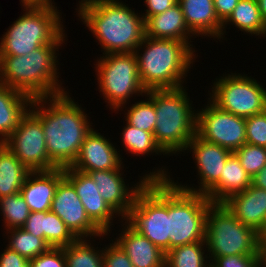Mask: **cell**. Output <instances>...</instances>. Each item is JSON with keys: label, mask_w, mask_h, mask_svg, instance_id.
Here are the masks:
<instances>
[{"label": "cell", "mask_w": 266, "mask_h": 267, "mask_svg": "<svg viewBox=\"0 0 266 267\" xmlns=\"http://www.w3.org/2000/svg\"><path fill=\"white\" fill-rule=\"evenodd\" d=\"M30 108L42 122L49 159L58 168L70 167L85 137L93 129L89 116L68 91L32 99Z\"/></svg>", "instance_id": "cell-1"}, {"label": "cell", "mask_w": 266, "mask_h": 267, "mask_svg": "<svg viewBox=\"0 0 266 267\" xmlns=\"http://www.w3.org/2000/svg\"><path fill=\"white\" fill-rule=\"evenodd\" d=\"M76 10L103 55L133 53L145 37L142 15L119 0H81Z\"/></svg>", "instance_id": "cell-2"}, {"label": "cell", "mask_w": 266, "mask_h": 267, "mask_svg": "<svg viewBox=\"0 0 266 267\" xmlns=\"http://www.w3.org/2000/svg\"><path fill=\"white\" fill-rule=\"evenodd\" d=\"M60 46L47 44L28 55L0 56V83L31 99L66 93L57 73L59 59L56 51Z\"/></svg>", "instance_id": "cell-3"}, {"label": "cell", "mask_w": 266, "mask_h": 267, "mask_svg": "<svg viewBox=\"0 0 266 267\" xmlns=\"http://www.w3.org/2000/svg\"><path fill=\"white\" fill-rule=\"evenodd\" d=\"M191 46L174 39L145 36L134 53L138 61L139 78L146 91L182 87L196 59Z\"/></svg>", "instance_id": "cell-4"}, {"label": "cell", "mask_w": 266, "mask_h": 267, "mask_svg": "<svg viewBox=\"0 0 266 267\" xmlns=\"http://www.w3.org/2000/svg\"><path fill=\"white\" fill-rule=\"evenodd\" d=\"M156 112L154 139L168 155L185 153L196 135L197 111L184 86L173 89H155L146 92ZM194 109V110H192Z\"/></svg>", "instance_id": "cell-5"}, {"label": "cell", "mask_w": 266, "mask_h": 267, "mask_svg": "<svg viewBox=\"0 0 266 267\" xmlns=\"http://www.w3.org/2000/svg\"><path fill=\"white\" fill-rule=\"evenodd\" d=\"M24 9L25 13L0 38V56H23L43 45L65 43L67 35L58 9L34 6Z\"/></svg>", "instance_id": "cell-6"}, {"label": "cell", "mask_w": 266, "mask_h": 267, "mask_svg": "<svg viewBox=\"0 0 266 267\" xmlns=\"http://www.w3.org/2000/svg\"><path fill=\"white\" fill-rule=\"evenodd\" d=\"M204 241L210 262L222 256L259 255L258 232L239 221L225 204L209 206Z\"/></svg>", "instance_id": "cell-7"}, {"label": "cell", "mask_w": 266, "mask_h": 267, "mask_svg": "<svg viewBox=\"0 0 266 267\" xmlns=\"http://www.w3.org/2000/svg\"><path fill=\"white\" fill-rule=\"evenodd\" d=\"M164 253L169 251L168 180H148L123 219Z\"/></svg>", "instance_id": "cell-8"}, {"label": "cell", "mask_w": 266, "mask_h": 267, "mask_svg": "<svg viewBox=\"0 0 266 267\" xmlns=\"http://www.w3.org/2000/svg\"><path fill=\"white\" fill-rule=\"evenodd\" d=\"M168 180L169 250L194 242H205L206 215L210 199L192 193Z\"/></svg>", "instance_id": "cell-9"}, {"label": "cell", "mask_w": 266, "mask_h": 267, "mask_svg": "<svg viewBox=\"0 0 266 267\" xmlns=\"http://www.w3.org/2000/svg\"><path fill=\"white\" fill-rule=\"evenodd\" d=\"M95 67L99 92L109 108L119 111L134 95H146L139 78L138 61L135 53L104 54Z\"/></svg>", "instance_id": "cell-10"}, {"label": "cell", "mask_w": 266, "mask_h": 267, "mask_svg": "<svg viewBox=\"0 0 266 267\" xmlns=\"http://www.w3.org/2000/svg\"><path fill=\"white\" fill-rule=\"evenodd\" d=\"M220 77L209 94L219 108L243 118L266 111V88L256 79L236 72Z\"/></svg>", "instance_id": "cell-11"}, {"label": "cell", "mask_w": 266, "mask_h": 267, "mask_svg": "<svg viewBox=\"0 0 266 267\" xmlns=\"http://www.w3.org/2000/svg\"><path fill=\"white\" fill-rule=\"evenodd\" d=\"M45 142L42 122L29 108L3 143L29 171L56 169L58 167L49 159Z\"/></svg>", "instance_id": "cell-12"}, {"label": "cell", "mask_w": 266, "mask_h": 267, "mask_svg": "<svg viewBox=\"0 0 266 267\" xmlns=\"http://www.w3.org/2000/svg\"><path fill=\"white\" fill-rule=\"evenodd\" d=\"M202 110H197L196 134L203 140L235 152L246 143L245 118L222 110L209 98Z\"/></svg>", "instance_id": "cell-13"}, {"label": "cell", "mask_w": 266, "mask_h": 267, "mask_svg": "<svg viewBox=\"0 0 266 267\" xmlns=\"http://www.w3.org/2000/svg\"><path fill=\"white\" fill-rule=\"evenodd\" d=\"M163 169V170H162ZM123 169L89 171L88 174L95 181L97 190L104 201L119 215L120 219H124L133 202L136 194L142 189L148 180H171L169 172L163 166L159 169L150 171V173L139 176L141 179L134 187L126 185Z\"/></svg>", "instance_id": "cell-14"}, {"label": "cell", "mask_w": 266, "mask_h": 267, "mask_svg": "<svg viewBox=\"0 0 266 267\" xmlns=\"http://www.w3.org/2000/svg\"><path fill=\"white\" fill-rule=\"evenodd\" d=\"M51 212L55 213L66 224L77 238L93 239L107 236L87 216L85 208L73 185L64 177L57 185L51 203Z\"/></svg>", "instance_id": "cell-15"}, {"label": "cell", "mask_w": 266, "mask_h": 267, "mask_svg": "<svg viewBox=\"0 0 266 267\" xmlns=\"http://www.w3.org/2000/svg\"><path fill=\"white\" fill-rule=\"evenodd\" d=\"M187 150L192 152L195 159L200 186L194 188L182 183L177 186L192 193L205 195L220 180L221 171L233 152L218 144L207 142L197 134L188 143L185 151Z\"/></svg>", "instance_id": "cell-16"}, {"label": "cell", "mask_w": 266, "mask_h": 267, "mask_svg": "<svg viewBox=\"0 0 266 267\" xmlns=\"http://www.w3.org/2000/svg\"><path fill=\"white\" fill-rule=\"evenodd\" d=\"M64 177L73 185L90 220L103 232L111 233L113 218L120 217L102 198L95 181L88 173L64 168ZM115 214V215H114Z\"/></svg>", "instance_id": "cell-17"}, {"label": "cell", "mask_w": 266, "mask_h": 267, "mask_svg": "<svg viewBox=\"0 0 266 267\" xmlns=\"http://www.w3.org/2000/svg\"><path fill=\"white\" fill-rule=\"evenodd\" d=\"M117 148L94 128L85 137L79 153L70 166L72 169L88 173L89 171L124 169Z\"/></svg>", "instance_id": "cell-18"}, {"label": "cell", "mask_w": 266, "mask_h": 267, "mask_svg": "<svg viewBox=\"0 0 266 267\" xmlns=\"http://www.w3.org/2000/svg\"><path fill=\"white\" fill-rule=\"evenodd\" d=\"M64 178V168L45 171H30L20 194L30 212L50 211L58 183Z\"/></svg>", "instance_id": "cell-19"}, {"label": "cell", "mask_w": 266, "mask_h": 267, "mask_svg": "<svg viewBox=\"0 0 266 267\" xmlns=\"http://www.w3.org/2000/svg\"><path fill=\"white\" fill-rule=\"evenodd\" d=\"M125 225V226H124ZM115 242L129 257L133 267H165L166 253L126 222Z\"/></svg>", "instance_id": "cell-20"}, {"label": "cell", "mask_w": 266, "mask_h": 267, "mask_svg": "<svg viewBox=\"0 0 266 267\" xmlns=\"http://www.w3.org/2000/svg\"><path fill=\"white\" fill-rule=\"evenodd\" d=\"M224 204L239 221L257 232L266 225V190L251 184Z\"/></svg>", "instance_id": "cell-21"}, {"label": "cell", "mask_w": 266, "mask_h": 267, "mask_svg": "<svg viewBox=\"0 0 266 267\" xmlns=\"http://www.w3.org/2000/svg\"><path fill=\"white\" fill-rule=\"evenodd\" d=\"M189 31L195 36L222 39L223 23L216 15L214 0H178Z\"/></svg>", "instance_id": "cell-22"}, {"label": "cell", "mask_w": 266, "mask_h": 267, "mask_svg": "<svg viewBox=\"0 0 266 267\" xmlns=\"http://www.w3.org/2000/svg\"><path fill=\"white\" fill-rule=\"evenodd\" d=\"M145 36L153 39H174L190 44L194 35L187 27L181 5L177 3L145 21Z\"/></svg>", "instance_id": "cell-23"}, {"label": "cell", "mask_w": 266, "mask_h": 267, "mask_svg": "<svg viewBox=\"0 0 266 267\" xmlns=\"http://www.w3.org/2000/svg\"><path fill=\"white\" fill-rule=\"evenodd\" d=\"M251 184V176L244 170L238 157L232 153L221 171L220 180L205 195L212 203L224 204Z\"/></svg>", "instance_id": "cell-24"}, {"label": "cell", "mask_w": 266, "mask_h": 267, "mask_svg": "<svg viewBox=\"0 0 266 267\" xmlns=\"http://www.w3.org/2000/svg\"><path fill=\"white\" fill-rule=\"evenodd\" d=\"M31 102L32 99L26 94L0 83V143L17 128Z\"/></svg>", "instance_id": "cell-25"}, {"label": "cell", "mask_w": 266, "mask_h": 267, "mask_svg": "<svg viewBox=\"0 0 266 267\" xmlns=\"http://www.w3.org/2000/svg\"><path fill=\"white\" fill-rule=\"evenodd\" d=\"M228 24L235 25L240 31L249 35L266 37V22L262 18L257 0H240L237 3L232 14L223 23L222 39Z\"/></svg>", "instance_id": "cell-26"}, {"label": "cell", "mask_w": 266, "mask_h": 267, "mask_svg": "<svg viewBox=\"0 0 266 267\" xmlns=\"http://www.w3.org/2000/svg\"><path fill=\"white\" fill-rule=\"evenodd\" d=\"M30 171L0 143V198L19 193Z\"/></svg>", "instance_id": "cell-27"}, {"label": "cell", "mask_w": 266, "mask_h": 267, "mask_svg": "<svg viewBox=\"0 0 266 267\" xmlns=\"http://www.w3.org/2000/svg\"><path fill=\"white\" fill-rule=\"evenodd\" d=\"M206 249L205 242L174 247L166 253L165 267H210L209 256L205 254Z\"/></svg>", "instance_id": "cell-28"}, {"label": "cell", "mask_w": 266, "mask_h": 267, "mask_svg": "<svg viewBox=\"0 0 266 267\" xmlns=\"http://www.w3.org/2000/svg\"><path fill=\"white\" fill-rule=\"evenodd\" d=\"M91 244L86 238H77L68 246L62 247L66 267H103V248L100 250Z\"/></svg>", "instance_id": "cell-29"}, {"label": "cell", "mask_w": 266, "mask_h": 267, "mask_svg": "<svg viewBox=\"0 0 266 267\" xmlns=\"http://www.w3.org/2000/svg\"><path fill=\"white\" fill-rule=\"evenodd\" d=\"M121 135V140L125 147L124 150L134 154V156H148V154L151 155L152 153L166 155V153L156 143L154 135L151 132L138 129L126 122V126H124Z\"/></svg>", "instance_id": "cell-30"}, {"label": "cell", "mask_w": 266, "mask_h": 267, "mask_svg": "<svg viewBox=\"0 0 266 267\" xmlns=\"http://www.w3.org/2000/svg\"><path fill=\"white\" fill-rule=\"evenodd\" d=\"M5 232L7 235L10 234L7 238L9 240L7 247L28 260L47 252L51 248L44 239L33 236L23 228H12Z\"/></svg>", "instance_id": "cell-31"}, {"label": "cell", "mask_w": 266, "mask_h": 267, "mask_svg": "<svg viewBox=\"0 0 266 267\" xmlns=\"http://www.w3.org/2000/svg\"><path fill=\"white\" fill-rule=\"evenodd\" d=\"M0 211L5 230L22 228L30 214L29 207L20 192L0 198Z\"/></svg>", "instance_id": "cell-32"}, {"label": "cell", "mask_w": 266, "mask_h": 267, "mask_svg": "<svg viewBox=\"0 0 266 267\" xmlns=\"http://www.w3.org/2000/svg\"><path fill=\"white\" fill-rule=\"evenodd\" d=\"M145 97V100L135 102L130 108L128 107L124 117L131 126L153 133L156 122L154 102L147 94Z\"/></svg>", "instance_id": "cell-33"}, {"label": "cell", "mask_w": 266, "mask_h": 267, "mask_svg": "<svg viewBox=\"0 0 266 267\" xmlns=\"http://www.w3.org/2000/svg\"><path fill=\"white\" fill-rule=\"evenodd\" d=\"M244 170L251 176H255L266 165V147L254 146L245 143L235 152Z\"/></svg>", "instance_id": "cell-34"}, {"label": "cell", "mask_w": 266, "mask_h": 267, "mask_svg": "<svg viewBox=\"0 0 266 267\" xmlns=\"http://www.w3.org/2000/svg\"><path fill=\"white\" fill-rule=\"evenodd\" d=\"M77 237L55 213L48 212L47 243L52 248H62L74 242Z\"/></svg>", "instance_id": "cell-35"}, {"label": "cell", "mask_w": 266, "mask_h": 267, "mask_svg": "<svg viewBox=\"0 0 266 267\" xmlns=\"http://www.w3.org/2000/svg\"><path fill=\"white\" fill-rule=\"evenodd\" d=\"M246 143L266 147V111L245 118Z\"/></svg>", "instance_id": "cell-36"}, {"label": "cell", "mask_w": 266, "mask_h": 267, "mask_svg": "<svg viewBox=\"0 0 266 267\" xmlns=\"http://www.w3.org/2000/svg\"><path fill=\"white\" fill-rule=\"evenodd\" d=\"M103 267H133V265L122 248L112 240V243L103 248Z\"/></svg>", "instance_id": "cell-37"}, {"label": "cell", "mask_w": 266, "mask_h": 267, "mask_svg": "<svg viewBox=\"0 0 266 267\" xmlns=\"http://www.w3.org/2000/svg\"><path fill=\"white\" fill-rule=\"evenodd\" d=\"M48 212H30L22 228L35 237H40L47 242Z\"/></svg>", "instance_id": "cell-38"}, {"label": "cell", "mask_w": 266, "mask_h": 267, "mask_svg": "<svg viewBox=\"0 0 266 267\" xmlns=\"http://www.w3.org/2000/svg\"><path fill=\"white\" fill-rule=\"evenodd\" d=\"M30 267H66L63 248H50L47 252L30 260Z\"/></svg>", "instance_id": "cell-39"}, {"label": "cell", "mask_w": 266, "mask_h": 267, "mask_svg": "<svg viewBox=\"0 0 266 267\" xmlns=\"http://www.w3.org/2000/svg\"><path fill=\"white\" fill-rule=\"evenodd\" d=\"M260 255H231L216 257L210 262V267H250Z\"/></svg>", "instance_id": "cell-40"}, {"label": "cell", "mask_w": 266, "mask_h": 267, "mask_svg": "<svg viewBox=\"0 0 266 267\" xmlns=\"http://www.w3.org/2000/svg\"><path fill=\"white\" fill-rule=\"evenodd\" d=\"M0 254V267H30V260L5 247Z\"/></svg>", "instance_id": "cell-41"}, {"label": "cell", "mask_w": 266, "mask_h": 267, "mask_svg": "<svg viewBox=\"0 0 266 267\" xmlns=\"http://www.w3.org/2000/svg\"><path fill=\"white\" fill-rule=\"evenodd\" d=\"M146 13L142 14L144 21H146L150 16H155L157 14L165 12L167 9L173 7L178 3V0H145Z\"/></svg>", "instance_id": "cell-42"}, {"label": "cell", "mask_w": 266, "mask_h": 267, "mask_svg": "<svg viewBox=\"0 0 266 267\" xmlns=\"http://www.w3.org/2000/svg\"><path fill=\"white\" fill-rule=\"evenodd\" d=\"M240 0H214V8L219 20L224 23L232 14Z\"/></svg>", "instance_id": "cell-43"}, {"label": "cell", "mask_w": 266, "mask_h": 267, "mask_svg": "<svg viewBox=\"0 0 266 267\" xmlns=\"http://www.w3.org/2000/svg\"><path fill=\"white\" fill-rule=\"evenodd\" d=\"M21 3L23 7L34 6V7H50L57 9L55 3H53L52 0H21Z\"/></svg>", "instance_id": "cell-44"}, {"label": "cell", "mask_w": 266, "mask_h": 267, "mask_svg": "<svg viewBox=\"0 0 266 267\" xmlns=\"http://www.w3.org/2000/svg\"><path fill=\"white\" fill-rule=\"evenodd\" d=\"M252 184L258 188L266 190V165L252 177Z\"/></svg>", "instance_id": "cell-45"}, {"label": "cell", "mask_w": 266, "mask_h": 267, "mask_svg": "<svg viewBox=\"0 0 266 267\" xmlns=\"http://www.w3.org/2000/svg\"><path fill=\"white\" fill-rule=\"evenodd\" d=\"M259 238V255L261 258L266 257V225L258 232Z\"/></svg>", "instance_id": "cell-46"}, {"label": "cell", "mask_w": 266, "mask_h": 267, "mask_svg": "<svg viewBox=\"0 0 266 267\" xmlns=\"http://www.w3.org/2000/svg\"><path fill=\"white\" fill-rule=\"evenodd\" d=\"M259 10L261 12L262 18L266 22V0H257Z\"/></svg>", "instance_id": "cell-47"}, {"label": "cell", "mask_w": 266, "mask_h": 267, "mask_svg": "<svg viewBox=\"0 0 266 267\" xmlns=\"http://www.w3.org/2000/svg\"><path fill=\"white\" fill-rule=\"evenodd\" d=\"M250 267H266V261L259 257Z\"/></svg>", "instance_id": "cell-48"}]
</instances>
